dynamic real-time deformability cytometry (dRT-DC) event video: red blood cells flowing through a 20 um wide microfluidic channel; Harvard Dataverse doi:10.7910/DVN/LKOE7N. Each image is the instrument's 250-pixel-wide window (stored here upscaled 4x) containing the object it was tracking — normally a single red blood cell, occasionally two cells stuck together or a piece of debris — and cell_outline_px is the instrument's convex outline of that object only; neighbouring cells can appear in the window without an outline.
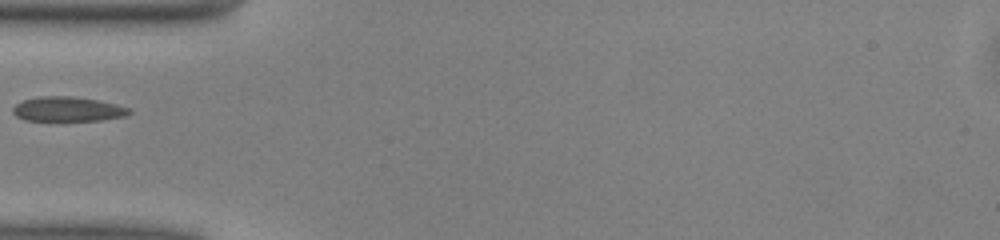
{"species": "common noctule bat (a hibernating species)", "species_latin": "Nyctalus noctula", "temperature_condition": "warm", "stored_images_in_passage": 35, "camera_frame_rate_fps": 3000, "um_per_image_px": 0.085, "animal": {"sex": "male", "body_mass_g": 13.0, "forearm_length_mm": 53.1}, "frame": {"image": 1, "passage_image": 1, "time_ms": 0.0, "image_size_px": [1000, 240], "cell_outline_px": [[132, 112], [124, 116], [100, 120], [24, 120], [16, 116], [12, 112], [12, 108], [16, 104], [24, 100], [40, 96], [72, 96], [96, 100], [116, 104], [132, 108]], "centroid_in_image_um": [5.76, 9.27], "position_along_channel_um": 79.2, "area_um2": 16.59}}
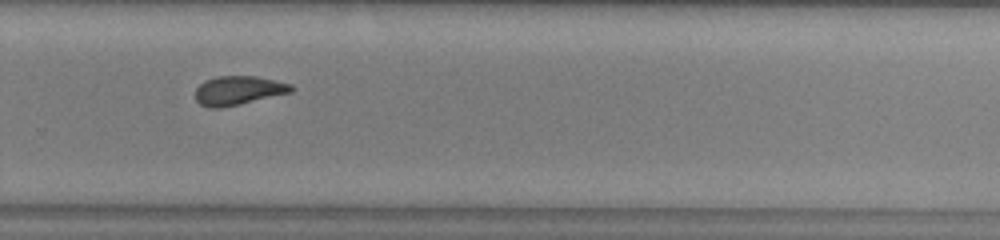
{"frame": {"image": 2, "passage_image": 18, "time_ms": 5.667, "image_size_px": [1000, 240], "cell_outline_px": [[296, 88], [292, 92], [240, 104], [220, 108], [208, 108], [200, 104], [196, 100], [196, 88], [204, 80], [216, 76], [256, 76], [292, 84]], "centroid_in_image_um": [20.26, 7.68], "position_along_channel_um": 309.5, "area_um2": 16.3}}
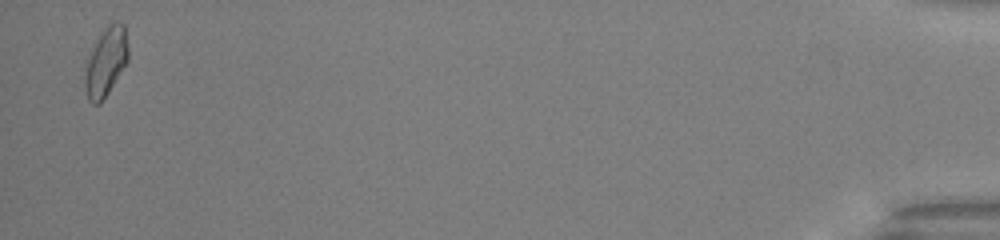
{"frame": {"image": 3, "passage_image": 34, "time_ms": 11.0, "image_size_px": [1000, 240], "cell_outline_px": [[128, 60], [104, 100], [100, 104], [92, 104], [88, 100], [84, 88], [84, 80], [88, 60], [96, 40], [104, 28], [108, 24], [124, 24], [128, 48]], "centroid_in_image_um": [8.99, 5.32], "position_along_channel_um": 426.2, "area_um2": 17.05}}